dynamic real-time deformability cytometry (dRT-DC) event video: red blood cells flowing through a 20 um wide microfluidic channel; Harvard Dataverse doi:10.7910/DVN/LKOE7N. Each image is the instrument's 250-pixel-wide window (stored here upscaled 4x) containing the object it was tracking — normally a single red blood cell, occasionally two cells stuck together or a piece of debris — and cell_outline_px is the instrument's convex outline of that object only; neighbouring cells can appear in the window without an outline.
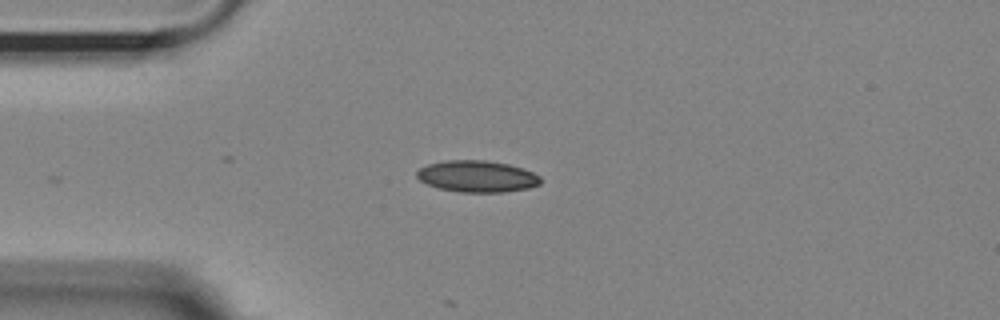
{"species": "Egyptian fruit bat (a non-hibernating species)", "species_latin": "Rousettus aegyptiacus", "temperature_condition": "room temperature", "stored_images_in_passage": 16, "camera_frame_rate_fps": 3000, "um_per_image_px": 0.085, "animal": {"sex": "female"}, "frame": {"image": 1, "passage_image": 1, "time_ms": 0.0, "image_size_px": [1000, 320], "cell_outline_px": [[540, 184], [528, 188], [504, 192], [460, 192], [440, 188], [428, 184], [420, 180], [416, 176], [416, 172], [420, 168], [428, 164], [444, 160], [484, 160], [508, 164], [524, 168], [540, 176]], "centroid_in_image_um": [40.55, 14.98], "position_along_channel_um": 44.4, "area_um2": 22.72}}
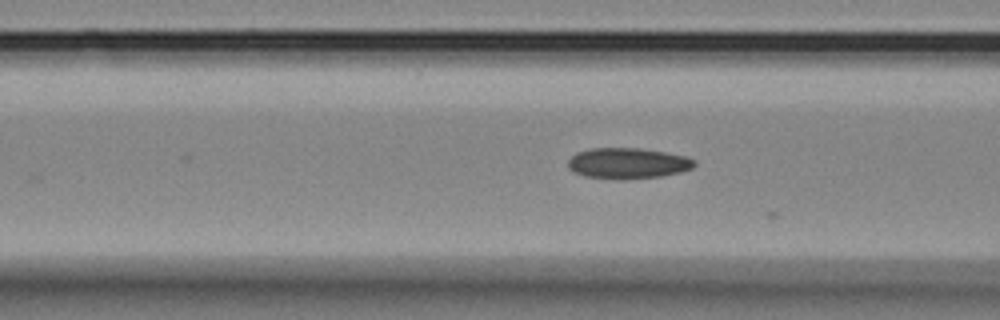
{"frame": {"image": 2, "passage_image": 8, "time_ms": 2.333, "image_size_px": [1000, 320], "cell_outline_px": [[696, 164], [692, 168], [680, 172], [660, 176], [624, 180], [620, 180], [584, 176], [572, 172], [568, 168], [568, 160], [576, 152], [588, 148], [640, 148], [664, 152], [684, 156], [696, 160]], "centroid_in_image_um": [53.32, 13.88], "position_along_channel_um": 113.3, "area_um2": 22.89}}
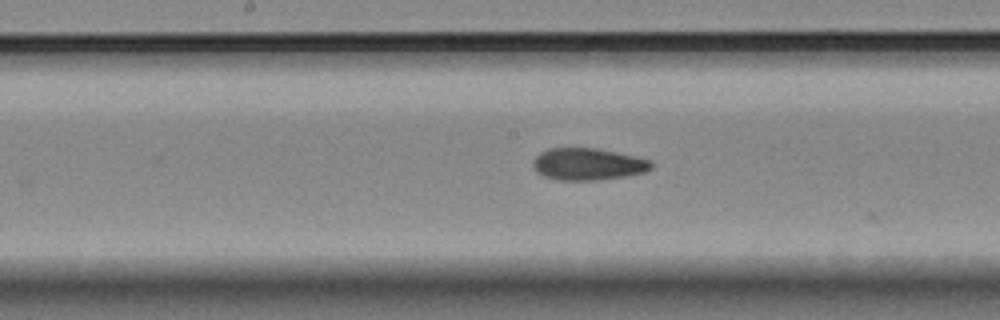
{"frame": {"image": 3, "passage_image": 15, "time_ms": 4.667, "image_size_px": [1000, 320], "cell_outline_px": [[652, 168], [644, 172], [624, 176], [596, 180], [560, 180], [544, 176], [536, 172], [532, 164], [536, 156], [540, 152], [548, 148], [596, 148], [636, 156], [652, 160]], "centroid_in_image_um": [49.97, 13.94], "position_along_channel_um": 198.2, "area_um2": 22.02}}